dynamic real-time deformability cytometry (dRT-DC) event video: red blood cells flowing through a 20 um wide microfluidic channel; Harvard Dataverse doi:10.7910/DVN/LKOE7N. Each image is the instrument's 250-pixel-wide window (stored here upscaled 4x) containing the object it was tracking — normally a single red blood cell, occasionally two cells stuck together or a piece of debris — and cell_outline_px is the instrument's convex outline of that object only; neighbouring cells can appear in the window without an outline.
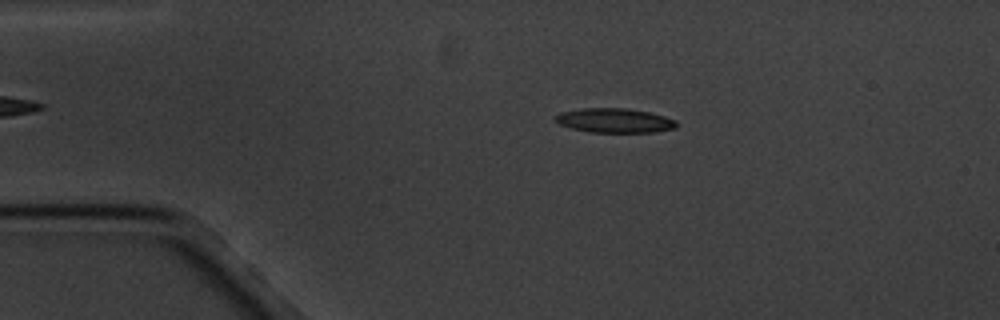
{"species": "common noctule bat (a hibernating species)", "species_latin": "Nyctalus noctula", "temperature_condition": "cold", "stored_images_in_passage": 3, "camera_frame_rate_fps": 3000, "um_per_image_px": 0.085, "animal": {"sex": "male", "body_mass_g": 20.1, "forearm_length_mm": 53.5}, "frame": {"image": 1, "passage_image": 2, "time_ms": 1.0, "image_size_px": [1000, 320], "cell_outline_px": [[676, 128], [656, 132], [588, 132], [572, 128], [560, 124], [556, 120], [556, 116], [560, 112], [580, 108], [628, 108], [648, 112], [664, 116], [676, 120]], "centroid_in_image_um": [52.25, 10.24], "position_along_channel_um": 32.7, "area_um2": 17.17}}